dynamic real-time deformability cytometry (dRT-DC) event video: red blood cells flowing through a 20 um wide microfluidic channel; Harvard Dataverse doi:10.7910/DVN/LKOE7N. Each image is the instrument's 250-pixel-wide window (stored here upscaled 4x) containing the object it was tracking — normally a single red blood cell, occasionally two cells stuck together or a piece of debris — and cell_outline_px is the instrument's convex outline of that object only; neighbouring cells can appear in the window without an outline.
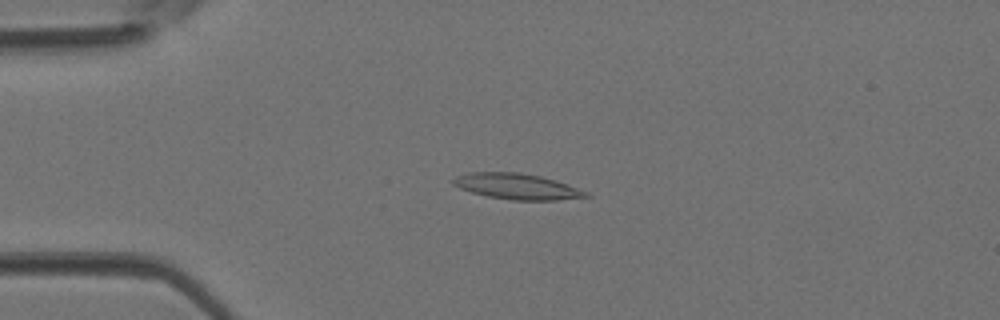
{"species": "Egyptian fruit bat (a non-hibernating species)", "species_latin": "Rousettus aegyptiacus", "temperature_condition": "room temperature", "stored_images_in_passage": 39, "camera_frame_rate_fps": 3000, "um_per_image_px": 0.085, "animal": {"sex": "female"}, "frame": {"image": 1, "passage_image": 9, "time_ms": 2.667, "image_size_px": [1000, 320], "cell_outline_px": [[592, 196], [556, 200], [512, 200], [488, 196], [472, 192], [460, 188], [452, 184], [452, 180], [456, 176], [468, 172], [520, 172], [540, 176], [556, 180], [588, 192]], "centroid_in_image_um": [43.94, 15.84], "position_along_channel_um": 41.1, "area_um2": 19.88}}
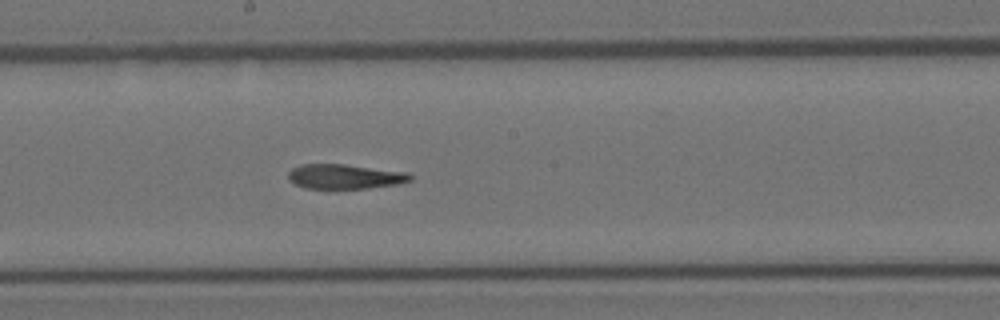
{"frame": {"image": 2, "passage_image": 22, "time_ms": 7.0, "image_size_px": [1000, 320], "cell_outline_px": [[412, 180], [396, 184], [368, 188], [304, 188], [288, 180], [288, 172], [292, 168], [300, 164], [344, 164], [408, 172], [412, 176]], "centroid_in_image_um": [29.29, 15.0], "position_along_channel_um": 218.9, "area_um2": 17.51}}
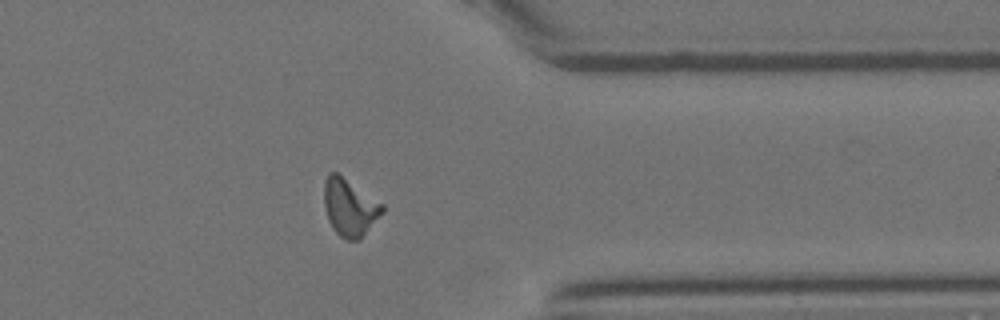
{"frame": {"image": 3, "passage_image": 33, "time_ms": 10.667, "image_size_px": [1000, 320], "cell_outline_px": [[384, 212], [360, 240], [348, 240], [340, 236], [332, 228], [328, 220], [324, 208], [324, 180], [328, 172], [336, 172], [384, 204]], "centroid_in_image_um": [29.72, 17.63], "position_along_channel_um": 381.7, "area_um2": 19.59}}